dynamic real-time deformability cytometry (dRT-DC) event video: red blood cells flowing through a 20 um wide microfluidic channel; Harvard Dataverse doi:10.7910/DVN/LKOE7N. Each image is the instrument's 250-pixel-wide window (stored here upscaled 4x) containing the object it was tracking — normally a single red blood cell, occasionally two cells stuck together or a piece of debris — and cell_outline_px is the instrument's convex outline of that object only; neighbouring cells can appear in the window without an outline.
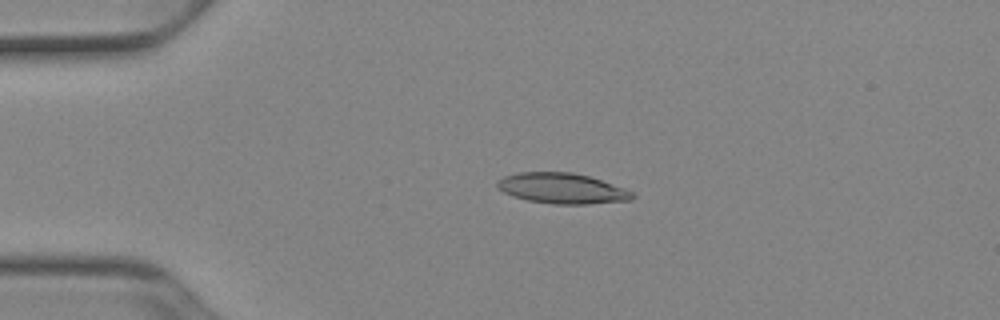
{"species": "Egyptian fruit bat (a non-hibernating species)", "species_latin": "Rousettus aegyptiacus", "temperature_condition": "cold", "stored_images_in_passage": 41, "camera_frame_rate_fps": 3000, "um_per_image_px": 0.085, "animal": {"sex": "female"}, "frame": {"image": 1, "passage_image": 1, "time_ms": 0.0, "image_size_px": [1000, 320], "cell_outline_px": [[636, 196], [632, 200], [588, 204], [552, 204], [528, 200], [512, 196], [496, 188], [496, 180], [504, 176], [520, 172], [572, 172], [588, 176], [624, 188], [632, 192]], "centroid_in_image_um": [47.74, 16.01], "position_along_channel_um": 37.3, "area_um2": 24.04}}
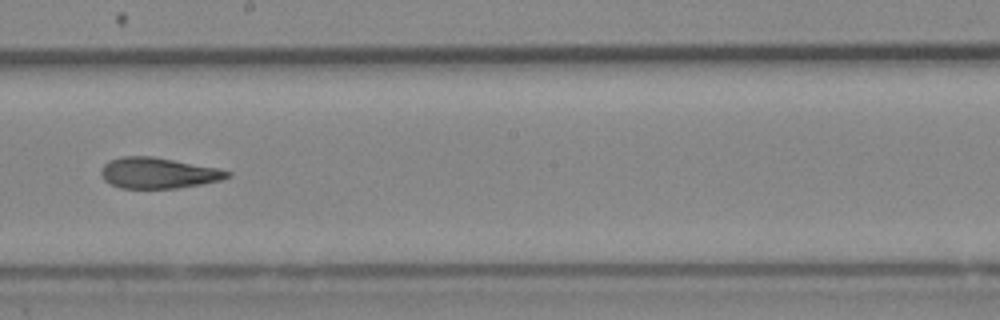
{"frame": {"image": 2, "passage_image": 19, "time_ms": 6.0, "image_size_px": [1000, 320], "cell_outline_px": [[232, 176], [220, 180], [200, 184], [176, 188], [120, 188], [104, 180], [100, 172], [104, 164], [108, 160], [124, 156], [152, 156], [216, 168], [232, 172]], "centroid_in_image_um": [13.43, 14.7], "position_along_channel_um": 234.8, "area_um2": 22.48}}
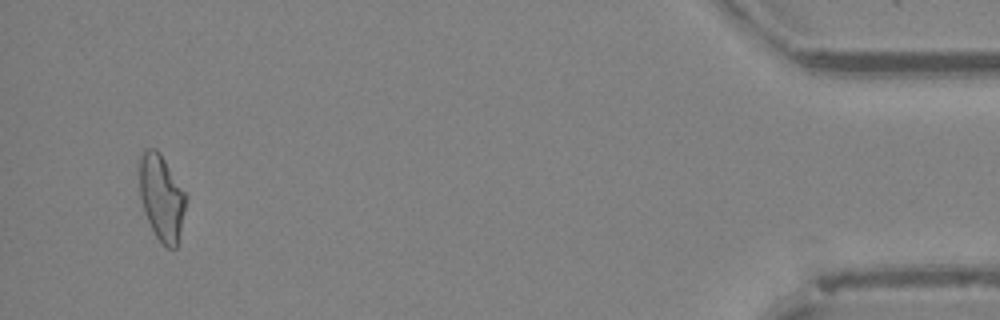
{"frame": {"image": 3, "passage_image": 39, "time_ms": 12.667, "image_size_px": [1000, 320], "cell_outline_px": [[188, 200], [176, 248], [168, 248], [156, 236], [144, 212], [140, 200], [140, 156], [144, 148], [156, 148], [160, 152], [188, 196]], "centroid_in_image_um": [13.75, 16.76], "position_along_channel_um": 421.4, "area_um2": 23.35}, "authors_computed_cell_mechanics": {"area_um2": 23.2934, "velocity_mm_per_s": 3.9216, "shape_relaxation_time_tau1_ms": null, "shape_relaxation_time_tau2_ms": 4.7163, "deformation_change_tau1": null, "deformation_change_tau2": 0.1389}}